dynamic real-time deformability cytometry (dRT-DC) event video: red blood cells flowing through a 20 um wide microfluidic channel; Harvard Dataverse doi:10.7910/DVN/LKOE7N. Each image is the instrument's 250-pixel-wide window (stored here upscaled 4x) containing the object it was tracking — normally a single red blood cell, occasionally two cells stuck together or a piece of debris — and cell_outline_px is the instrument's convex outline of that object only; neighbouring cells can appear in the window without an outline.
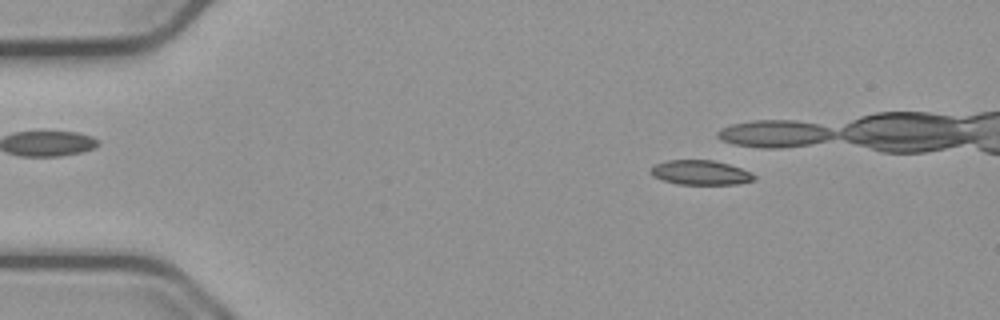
{"species": "common noctule bat (a hibernating species)", "species_latin": "Nyctalus noctula", "temperature_condition": "cold", "stored_images_in_passage": 17, "camera_frame_rate_fps": 3000, "um_per_image_px": 0.085, "animal": {"sex": "male", "body_mass_g": 23.1, "forearm_length_mm": 52.7}, "frame": {"image": 1, "passage_image": 8, "time_ms": 2.333, "image_size_px": [1000, 320], "cell_outline_px": [[756, 176], [752, 180], [736, 184], [676, 184], [652, 176], [648, 172], [648, 168], [656, 164], [668, 160], [712, 160], [728, 164], [752, 172]], "centroid_in_image_um": [59.49, 14.66], "position_along_channel_um": 25.5, "area_um2": 14.8}}